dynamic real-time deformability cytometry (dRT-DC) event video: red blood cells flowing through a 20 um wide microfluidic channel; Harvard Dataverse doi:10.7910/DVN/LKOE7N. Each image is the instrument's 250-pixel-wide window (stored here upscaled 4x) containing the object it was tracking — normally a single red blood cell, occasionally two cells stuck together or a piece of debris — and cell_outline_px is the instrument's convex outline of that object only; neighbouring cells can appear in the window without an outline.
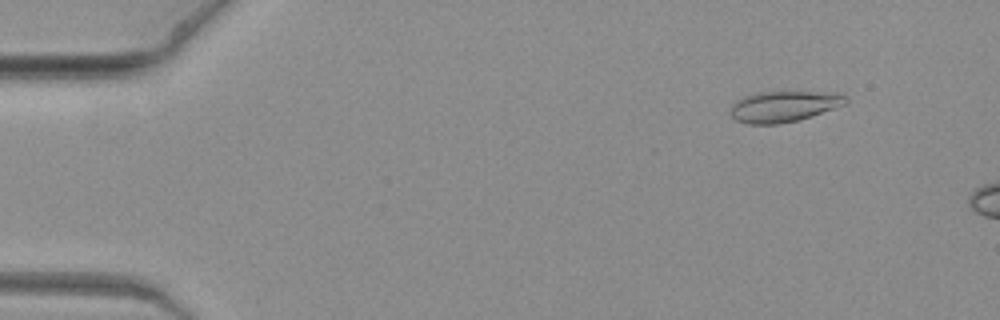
{"species": "common noctule bat (a hibernating species)", "species_latin": "Nyctalus noctula", "temperature_condition": "warm", "stored_images_in_passage": 6, "camera_frame_rate_fps": 3000, "um_per_image_px": 0.085, "animal": {"sex": "female", "body_mass_g": 19.3, "forearm_length_mm": 54.1}, "frame": {"image": 1, "passage_image": 3, "time_ms": 0.667, "image_size_px": [1000, 320], "cell_outline_px": [[848, 104], [800, 120], [780, 124], [748, 124], [736, 120], [728, 112], [732, 104], [736, 100], [756, 92], [844, 92], [848, 100]], "centroid_in_image_um": [66.67, 9.04], "position_along_channel_um": 18.3, "area_um2": 21.21}}